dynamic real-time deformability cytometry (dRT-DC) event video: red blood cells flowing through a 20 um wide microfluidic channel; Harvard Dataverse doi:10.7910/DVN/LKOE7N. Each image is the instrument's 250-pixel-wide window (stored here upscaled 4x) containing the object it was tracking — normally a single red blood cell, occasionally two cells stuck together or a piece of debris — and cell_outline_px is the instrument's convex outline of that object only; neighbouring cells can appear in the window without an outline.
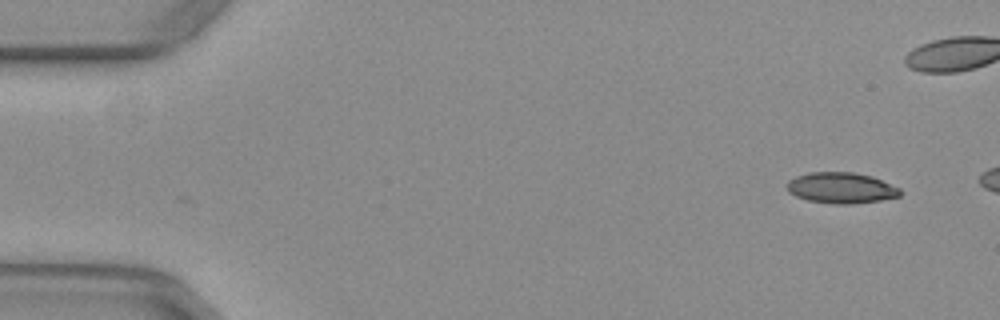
{"species": "common noctule bat (a hibernating species)", "species_latin": "Nyctalus noctula", "temperature_condition": "warm", "stored_images_in_passage": 10, "camera_frame_rate_fps": 3000, "um_per_image_px": 0.085, "animal": {"sex": "female", "body_mass_g": 29.2, "forearm_length_mm": 56.3}, "frame": {"image": 1, "passage_image": 1, "time_ms": 0.0, "image_size_px": [1000, 320], "cell_outline_px": [[900, 196], [880, 200], [852, 204], [836, 204], [808, 200], [796, 196], [788, 192], [788, 180], [796, 176], [808, 172], [852, 172], [872, 176], [900, 188]], "centroid_in_image_um": [71.49, 15.96], "position_along_channel_um": 13.5, "area_um2": 20.29}}